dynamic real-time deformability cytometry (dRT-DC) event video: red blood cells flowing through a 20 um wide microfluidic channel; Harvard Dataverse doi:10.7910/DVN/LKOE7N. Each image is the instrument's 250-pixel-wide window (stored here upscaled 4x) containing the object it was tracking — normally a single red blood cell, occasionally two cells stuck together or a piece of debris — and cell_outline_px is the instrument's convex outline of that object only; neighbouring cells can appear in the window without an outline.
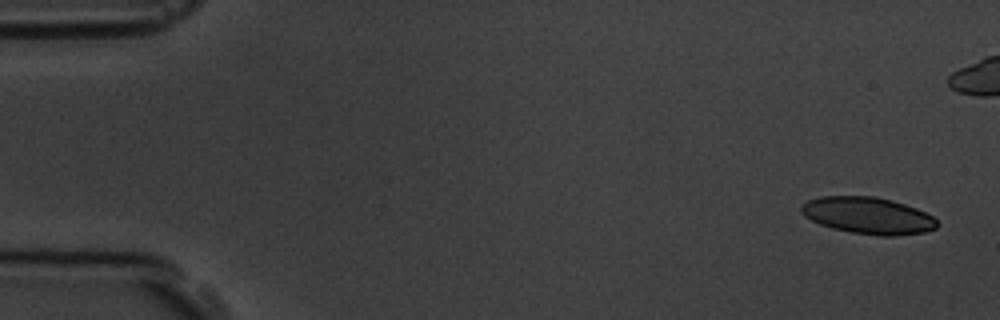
{"species": "common noctule bat (a hibernating species)", "species_latin": "Nyctalus noctula", "temperature_condition": "room temperature", "stored_images_in_passage": 5, "camera_frame_rate_fps": 3000, "um_per_image_px": 0.085, "animal": {"sex": "male", "body_mass_g": 19.5, "forearm_length_mm": 54.6}, "frame": {"image": 1, "passage_image": 1, "time_ms": 0.0, "image_size_px": [1000, 320], "cell_outline_px": [[936, 228], [924, 232], [896, 236], [880, 236], [852, 232], [832, 228], [820, 224], [804, 216], [800, 212], [800, 208], [808, 200], [820, 196], [876, 196], [892, 200], [916, 208], [932, 216], [936, 220]], "centroid_in_image_um": [73.76, 18.32], "position_along_channel_um": 11.2, "area_um2": 29.02}}